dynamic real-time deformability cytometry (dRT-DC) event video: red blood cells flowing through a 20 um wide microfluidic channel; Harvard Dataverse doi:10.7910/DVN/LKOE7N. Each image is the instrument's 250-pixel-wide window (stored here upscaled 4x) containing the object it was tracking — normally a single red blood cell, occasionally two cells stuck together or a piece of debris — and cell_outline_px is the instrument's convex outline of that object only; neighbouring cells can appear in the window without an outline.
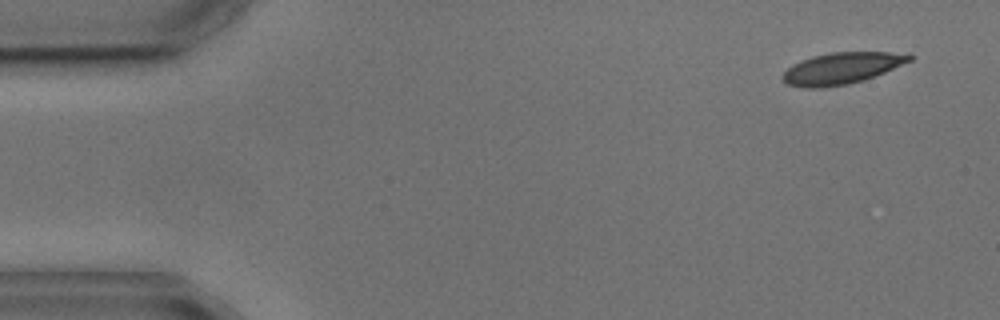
{"species": "common noctule bat (a hibernating species)", "species_latin": "Nyctalus noctula", "temperature_condition": "cold", "stored_images_in_passage": 5, "camera_frame_rate_fps": 3000, "um_per_image_px": 0.085, "animal": {"sex": "male", "body_mass_g": 17.9, "forearm_length_mm": 54.2}, "frame": {"image": 1, "passage_image": 1, "time_ms": 0.0, "image_size_px": [1000, 320], "cell_outline_px": [[916, 56], [912, 60], [884, 72], [864, 80], [848, 84], [820, 88], [804, 88], [788, 84], [780, 76], [792, 64], [800, 60], [812, 56], [832, 52], [912, 52]], "centroid_in_image_um": [71.58, 5.79], "position_along_channel_um": 13.4, "area_um2": 23.52}}
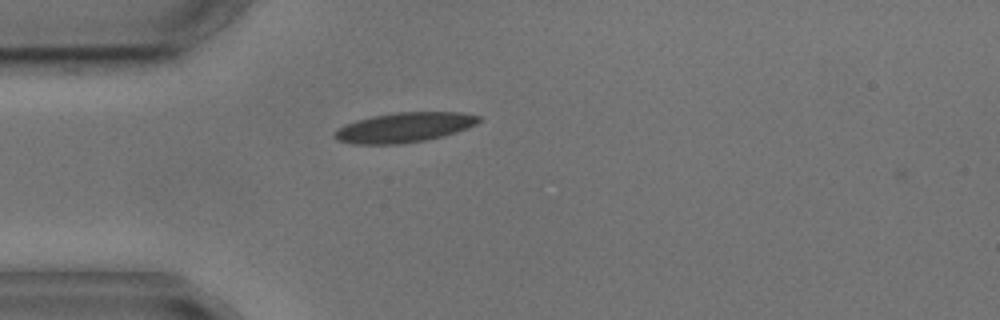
{"frame": {"image": 2, "passage_image": 4, "time_ms": 3.667, "image_size_px": [1000, 320], "cell_outline_px": [[480, 120], [476, 124], [468, 128], [444, 136], [424, 140], [400, 144], [352, 144], [336, 140], [332, 136], [344, 124], [356, 120], [372, 116], [396, 112], [464, 112], [480, 116]], "centroid_in_image_um": [34.36, 10.83], "position_along_channel_um": 50.6, "area_um2": 25.14}}